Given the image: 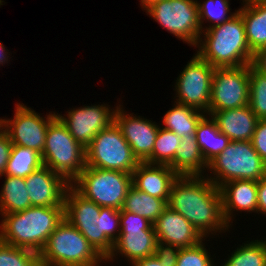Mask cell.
<instances>
[{
  "instance_id": "6da1fadb",
  "label": "cell",
  "mask_w": 266,
  "mask_h": 266,
  "mask_svg": "<svg viewBox=\"0 0 266 266\" xmlns=\"http://www.w3.org/2000/svg\"><path fill=\"white\" fill-rule=\"evenodd\" d=\"M167 206L187 219L203 236L230 229L223 215L220 188L204 176H178Z\"/></svg>"
},
{
  "instance_id": "7a4b0ae2",
  "label": "cell",
  "mask_w": 266,
  "mask_h": 266,
  "mask_svg": "<svg viewBox=\"0 0 266 266\" xmlns=\"http://www.w3.org/2000/svg\"><path fill=\"white\" fill-rule=\"evenodd\" d=\"M64 218L106 259L120 235V210L100 207L72 186L66 192Z\"/></svg>"
},
{
  "instance_id": "3957f363",
  "label": "cell",
  "mask_w": 266,
  "mask_h": 266,
  "mask_svg": "<svg viewBox=\"0 0 266 266\" xmlns=\"http://www.w3.org/2000/svg\"><path fill=\"white\" fill-rule=\"evenodd\" d=\"M1 218V242L40 253L63 221L64 207L31 206L23 211L2 214Z\"/></svg>"
},
{
  "instance_id": "277c9868",
  "label": "cell",
  "mask_w": 266,
  "mask_h": 266,
  "mask_svg": "<svg viewBox=\"0 0 266 266\" xmlns=\"http://www.w3.org/2000/svg\"><path fill=\"white\" fill-rule=\"evenodd\" d=\"M197 54L215 68L241 67L252 64V53L242 16L236 14L222 24L201 33ZM204 37V39H202Z\"/></svg>"
},
{
  "instance_id": "5b68a950",
  "label": "cell",
  "mask_w": 266,
  "mask_h": 266,
  "mask_svg": "<svg viewBox=\"0 0 266 266\" xmlns=\"http://www.w3.org/2000/svg\"><path fill=\"white\" fill-rule=\"evenodd\" d=\"M40 262L62 266H101L105 259L65 218L39 253Z\"/></svg>"
},
{
  "instance_id": "8992f818",
  "label": "cell",
  "mask_w": 266,
  "mask_h": 266,
  "mask_svg": "<svg viewBox=\"0 0 266 266\" xmlns=\"http://www.w3.org/2000/svg\"><path fill=\"white\" fill-rule=\"evenodd\" d=\"M210 176H205L217 187L232 180L258 181L266 176V163L253 147L252 141H231L208 163ZM214 176H213V175Z\"/></svg>"
},
{
  "instance_id": "52a82bcc",
  "label": "cell",
  "mask_w": 266,
  "mask_h": 266,
  "mask_svg": "<svg viewBox=\"0 0 266 266\" xmlns=\"http://www.w3.org/2000/svg\"><path fill=\"white\" fill-rule=\"evenodd\" d=\"M41 157L43 165L65 178L70 184L86 167V148L74 139L58 117L47 128Z\"/></svg>"
},
{
  "instance_id": "ba28073f",
  "label": "cell",
  "mask_w": 266,
  "mask_h": 266,
  "mask_svg": "<svg viewBox=\"0 0 266 266\" xmlns=\"http://www.w3.org/2000/svg\"><path fill=\"white\" fill-rule=\"evenodd\" d=\"M132 185V174L86 166L71 186L84 198L100 207L121 210L128 189Z\"/></svg>"
},
{
  "instance_id": "9c48e42d",
  "label": "cell",
  "mask_w": 266,
  "mask_h": 266,
  "mask_svg": "<svg viewBox=\"0 0 266 266\" xmlns=\"http://www.w3.org/2000/svg\"><path fill=\"white\" fill-rule=\"evenodd\" d=\"M140 162L114 122L86 147V166L132 174Z\"/></svg>"
},
{
  "instance_id": "30bf717a",
  "label": "cell",
  "mask_w": 266,
  "mask_h": 266,
  "mask_svg": "<svg viewBox=\"0 0 266 266\" xmlns=\"http://www.w3.org/2000/svg\"><path fill=\"white\" fill-rule=\"evenodd\" d=\"M145 12L178 40L197 46L202 30L196 0H162Z\"/></svg>"
},
{
  "instance_id": "8fae6325",
  "label": "cell",
  "mask_w": 266,
  "mask_h": 266,
  "mask_svg": "<svg viewBox=\"0 0 266 266\" xmlns=\"http://www.w3.org/2000/svg\"><path fill=\"white\" fill-rule=\"evenodd\" d=\"M214 69L196 53L175 82L176 102L208 114Z\"/></svg>"
},
{
  "instance_id": "7c38bea8",
  "label": "cell",
  "mask_w": 266,
  "mask_h": 266,
  "mask_svg": "<svg viewBox=\"0 0 266 266\" xmlns=\"http://www.w3.org/2000/svg\"><path fill=\"white\" fill-rule=\"evenodd\" d=\"M249 75L250 64L215 68L208 111H224L248 105Z\"/></svg>"
},
{
  "instance_id": "4fadbf2b",
  "label": "cell",
  "mask_w": 266,
  "mask_h": 266,
  "mask_svg": "<svg viewBox=\"0 0 266 266\" xmlns=\"http://www.w3.org/2000/svg\"><path fill=\"white\" fill-rule=\"evenodd\" d=\"M14 111L13 118L3 119V129L8 133L12 144L33 149L42 155L47 128L57 117V113L50 111L46 117H41L23 103L15 104Z\"/></svg>"
},
{
  "instance_id": "5bb4252c",
  "label": "cell",
  "mask_w": 266,
  "mask_h": 266,
  "mask_svg": "<svg viewBox=\"0 0 266 266\" xmlns=\"http://www.w3.org/2000/svg\"><path fill=\"white\" fill-rule=\"evenodd\" d=\"M108 104L71 108L67 115L56 114L74 139L86 148L93 138L114 123V113Z\"/></svg>"
},
{
  "instance_id": "9a60e30c",
  "label": "cell",
  "mask_w": 266,
  "mask_h": 266,
  "mask_svg": "<svg viewBox=\"0 0 266 266\" xmlns=\"http://www.w3.org/2000/svg\"><path fill=\"white\" fill-rule=\"evenodd\" d=\"M133 114L127 113L121 103L117 104L114 122L121 129L133 155L139 162H145L152 155L155 139L161 125L140 115Z\"/></svg>"
},
{
  "instance_id": "2e32d148",
  "label": "cell",
  "mask_w": 266,
  "mask_h": 266,
  "mask_svg": "<svg viewBox=\"0 0 266 266\" xmlns=\"http://www.w3.org/2000/svg\"><path fill=\"white\" fill-rule=\"evenodd\" d=\"M31 206L64 207L71 184L62 176L42 165L25 178Z\"/></svg>"
},
{
  "instance_id": "e0dca14e",
  "label": "cell",
  "mask_w": 266,
  "mask_h": 266,
  "mask_svg": "<svg viewBox=\"0 0 266 266\" xmlns=\"http://www.w3.org/2000/svg\"><path fill=\"white\" fill-rule=\"evenodd\" d=\"M153 227L157 241L179 248L193 247L206 239L187 219L168 206Z\"/></svg>"
},
{
  "instance_id": "ac0fdd59",
  "label": "cell",
  "mask_w": 266,
  "mask_h": 266,
  "mask_svg": "<svg viewBox=\"0 0 266 266\" xmlns=\"http://www.w3.org/2000/svg\"><path fill=\"white\" fill-rule=\"evenodd\" d=\"M178 174L167 165L140 162L132 173V185L150 196L168 202L173 182Z\"/></svg>"
},
{
  "instance_id": "d6986e66",
  "label": "cell",
  "mask_w": 266,
  "mask_h": 266,
  "mask_svg": "<svg viewBox=\"0 0 266 266\" xmlns=\"http://www.w3.org/2000/svg\"><path fill=\"white\" fill-rule=\"evenodd\" d=\"M223 215L231 226L234 211L258 213L257 182L253 180H232L220 187Z\"/></svg>"
},
{
  "instance_id": "ffe728a7",
  "label": "cell",
  "mask_w": 266,
  "mask_h": 266,
  "mask_svg": "<svg viewBox=\"0 0 266 266\" xmlns=\"http://www.w3.org/2000/svg\"><path fill=\"white\" fill-rule=\"evenodd\" d=\"M156 243L154 230L120 229V235L113 245L112 252L105 259V265L108 261L114 262L118 254L125 257L130 264L138 259L153 256Z\"/></svg>"
},
{
  "instance_id": "44dd1931",
  "label": "cell",
  "mask_w": 266,
  "mask_h": 266,
  "mask_svg": "<svg viewBox=\"0 0 266 266\" xmlns=\"http://www.w3.org/2000/svg\"><path fill=\"white\" fill-rule=\"evenodd\" d=\"M220 132L231 141H251L258 122L249 105L224 111H208Z\"/></svg>"
},
{
  "instance_id": "7402d4cb",
  "label": "cell",
  "mask_w": 266,
  "mask_h": 266,
  "mask_svg": "<svg viewBox=\"0 0 266 266\" xmlns=\"http://www.w3.org/2000/svg\"><path fill=\"white\" fill-rule=\"evenodd\" d=\"M238 12L245 26L246 39L253 54L266 48V2H243Z\"/></svg>"
},
{
  "instance_id": "603a6c76",
  "label": "cell",
  "mask_w": 266,
  "mask_h": 266,
  "mask_svg": "<svg viewBox=\"0 0 266 266\" xmlns=\"http://www.w3.org/2000/svg\"><path fill=\"white\" fill-rule=\"evenodd\" d=\"M172 169L179 176L204 175L208 169V163L201 153L196 137L181 138L172 160Z\"/></svg>"
},
{
  "instance_id": "cb8c5ba5",
  "label": "cell",
  "mask_w": 266,
  "mask_h": 266,
  "mask_svg": "<svg viewBox=\"0 0 266 266\" xmlns=\"http://www.w3.org/2000/svg\"><path fill=\"white\" fill-rule=\"evenodd\" d=\"M174 106L163 116V129L169 130L181 138L195 137L196 128L205 113L188 107L184 104L174 102Z\"/></svg>"
},
{
  "instance_id": "d4e9b609",
  "label": "cell",
  "mask_w": 266,
  "mask_h": 266,
  "mask_svg": "<svg viewBox=\"0 0 266 266\" xmlns=\"http://www.w3.org/2000/svg\"><path fill=\"white\" fill-rule=\"evenodd\" d=\"M195 137L207 163L220 154L231 142L225 134L219 131L216 121L208 114L198 123Z\"/></svg>"
},
{
  "instance_id": "484cf974",
  "label": "cell",
  "mask_w": 266,
  "mask_h": 266,
  "mask_svg": "<svg viewBox=\"0 0 266 266\" xmlns=\"http://www.w3.org/2000/svg\"><path fill=\"white\" fill-rule=\"evenodd\" d=\"M2 176L5 177V181L0 191V215L23 211L31 207L25 178Z\"/></svg>"
},
{
  "instance_id": "4316f807",
  "label": "cell",
  "mask_w": 266,
  "mask_h": 266,
  "mask_svg": "<svg viewBox=\"0 0 266 266\" xmlns=\"http://www.w3.org/2000/svg\"><path fill=\"white\" fill-rule=\"evenodd\" d=\"M166 207L167 202L164 199L150 196L131 185L127 191L122 209L138 214L153 224Z\"/></svg>"
},
{
  "instance_id": "83f0119b",
  "label": "cell",
  "mask_w": 266,
  "mask_h": 266,
  "mask_svg": "<svg viewBox=\"0 0 266 266\" xmlns=\"http://www.w3.org/2000/svg\"><path fill=\"white\" fill-rule=\"evenodd\" d=\"M42 165L40 153L27 147L12 145L4 175L26 178Z\"/></svg>"
},
{
  "instance_id": "f1b7e54d",
  "label": "cell",
  "mask_w": 266,
  "mask_h": 266,
  "mask_svg": "<svg viewBox=\"0 0 266 266\" xmlns=\"http://www.w3.org/2000/svg\"><path fill=\"white\" fill-rule=\"evenodd\" d=\"M266 239V238H264ZM221 266H266V240L246 241Z\"/></svg>"
},
{
  "instance_id": "f546056e",
  "label": "cell",
  "mask_w": 266,
  "mask_h": 266,
  "mask_svg": "<svg viewBox=\"0 0 266 266\" xmlns=\"http://www.w3.org/2000/svg\"><path fill=\"white\" fill-rule=\"evenodd\" d=\"M181 137L172 131L159 127L153 146L152 155L145 163L153 165H167L172 169L176 149L179 147Z\"/></svg>"
},
{
  "instance_id": "4dcf8cb0",
  "label": "cell",
  "mask_w": 266,
  "mask_h": 266,
  "mask_svg": "<svg viewBox=\"0 0 266 266\" xmlns=\"http://www.w3.org/2000/svg\"><path fill=\"white\" fill-rule=\"evenodd\" d=\"M229 1L230 0H204V2L201 3L200 1L196 0L202 31L215 25L222 24L236 14L238 10H235V12L230 11L231 8ZM204 21L205 23L210 22V25H208V27H203L204 25L202 24H205L203 23Z\"/></svg>"
},
{
  "instance_id": "1f68e13d",
  "label": "cell",
  "mask_w": 266,
  "mask_h": 266,
  "mask_svg": "<svg viewBox=\"0 0 266 266\" xmlns=\"http://www.w3.org/2000/svg\"><path fill=\"white\" fill-rule=\"evenodd\" d=\"M249 107L258 120H266V76L250 64Z\"/></svg>"
},
{
  "instance_id": "d6a6232c",
  "label": "cell",
  "mask_w": 266,
  "mask_h": 266,
  "mask_svg": "<svg viewBox=\"0 0 266 266\" xmlns=\"http://www.w3.org/2000/svg\"><path fill=\"white\" fill-rule=\"evenodd\" d=\"M39 253L0 241V266H38Z\"/></svg>"
},
{
  "instance_id": "836d02e7",
  "label": "cell",
  "mask_w": 266,
  "mask_h": 266,
  "mask_svg": "<svg viewBox=\"0 0 266 266\" xmlns=\"http://www.w3.org/2000/svg\"><path fill=\"white\" fill-rule=\"evenodd\" d=\"M202 240L193 247L180 248L176 266H215L210 252L205 247Z\"/></svg>"
},
{
  "instance_id": "e575fe53",
  "label": "cell",
  "mask_w": 266,
  "mask_h": 266,
  "mask_svg": "<svg viewBox=\"0 0 266 266\" xmlns=\"http://www.w3.org/2000/svg\"><path fill=\"white\" fill-rule=\"evenodd\" d=\"M120 229L154 230L153 224L146 218L120 210Z\"/></svg>"
},
{
  "instance_id": "d590c367",
  "label": "cell",
  "mask_w": 266,
  "mask_h": 266,
  "mask_svg": "<svg viewBox=\"0 0 266 266\" xmlns=\"http://www.w3.org/2000/svg\"><path fill=\"white\" fill-rule=\"evenodd\" d=\"M179 247L157 241L154 255L162 266H176Z\"/></svg>"
},
{
  "instance_id": "8d00e7d4",
  "label": "cell",
  "mask_w": 266,
  "mask_h": 266,
  "mask_svg": "<svg viewBox=\"0 0 266 266\" xmlns=\"http://www.w3.org/2000/svg\"><path fill=\"white\" fill-rule=\"evenodd\" d=\"M251 141L256 152L266 163V120H258Z\"/></svg>"
},
{
  "instance_id": "74e56055",
  "label": "cell",
  "mask_w": 266,
  "mask_h": 266,
  "mask_svg": "<svg viewBox=\"0 0 266 266\" xmlns=\"http://www.w3.org/2000/svg\"><path fill=\"white\" fill-rule=\"evenodd\" d=\"M12 145L13 144L9 138L8 133L4 129H1L0 130V178L5 173Z\"/></svg>"
},
{
  "instance_id": "f35d334b",
  "label": "cell",
  "mask_w": 266,
  "mask_h": 266,
  "mask_svg": "<svg viewBox=\"0 0 266 266\" xmlns=\"http://www.w3.org/2000/svg\"><path fill=\"white\" fill-rule=\"evenodd\" d=\"M258 214L266 215V176L257 181Z\"/></svg>"
},
{
  "instance_id": "ab89813d",
  "label": "cell",
  "mask_w": 266,
  "mask_h": 266,
  "mask_svg": "<svg viewBox=\"0 0 266 266\" xmlns=\"http://www.w3.org/2000/svg\"><path fill=\"white\" fill-rule=\"evenodd\" d=\"M252 66L266 76V48L260 49L254 54Z\"/></svg>"
},
{
  "instance_id": "60d3db41",
  "label": "cell",
  "mask_w": 266,
  "mask_h": 266,
  "mask_svg": "<svg viewBox=\"0 0 266 266\" xmlns=\"http://www.w3.org/2000/svg\"><path fill=\"white\" fill-rule=\"evenodd\" d=\"M131 266H162L158 260V258L153 255L147 258L138 259L131 264Z\"/></svg>"
},
{
  "instance_id": "b9f144b4",
  "label": "cell",
  "mask_w": 266,
  "mask_h": 266,
  "mask_svg": "<svg viewBox=\"0 0 266 266\" xmlns=\"http://www.w3.org/2000/svg\"><path fill=\"white\" fill-rule=\"evenodd\" d=\"M8 49H5L4 45L0 42V65H3L5 63H8V58L10 59V57L8 55H10V52H8Z\"/></svg>"
},
{
  "instance_id": "7bdbcfd3",
  "label": "cell",
  "mask_w": 266,
  "mask_h": 266,
  "mask_svg": "<svg viewBox=\"0 0 266 266\" xmlns=\"http://www.w3.org/2000/svg\"><path fill=\"white\" fill-rule=\"evenodd\" d=\"M162 0H140V6L143 8L142 10H148L150 7H152L154 4L159 3Z\"/></svg>"
},
{
  "instance_id": "ee69618b",
  "label": "cell",
  "mask_w": 266,
  "mask_h": 266,
  "mask_svg": "<svg viewBox=\"0 0 266 266\" xmlns=\"http://www.w3.org/2000/svg\"><path fill=\"white\" fill-rule=\"evenodd\" d=\"M245 3L266 2V0H242Z\"/></svg>"
},
{
  "instance_id": "f6af8a7d",
  "label": "cell",
  "mask_w": 266,
  "mask_h": 266,
  "mask_svg": "<svg viewBox=\"0 0 266 266\" xmlns=\"http://www.w3.org/2000/svg\"><path fill=\"white\" fill-rule=\"evenodd\" d=\"M38 266H62V265H53V264H46V263L39 262Z\"/></svg>"
},
{
  "instance_id": "bcb514c9",
  "label": "cell",
  "mask_w": 266,
  "mask_h": 266,
  "mask_svg": "<svg viewBox=\"0 0 266 266\" xmlns=\"http://www.w3.org/2000/svg\"><path fill=\"white\" fill-rule=\"evenodd\" d=\"M3 129V119L0 118V130Z\"/></svg>"
}]
</instances>
